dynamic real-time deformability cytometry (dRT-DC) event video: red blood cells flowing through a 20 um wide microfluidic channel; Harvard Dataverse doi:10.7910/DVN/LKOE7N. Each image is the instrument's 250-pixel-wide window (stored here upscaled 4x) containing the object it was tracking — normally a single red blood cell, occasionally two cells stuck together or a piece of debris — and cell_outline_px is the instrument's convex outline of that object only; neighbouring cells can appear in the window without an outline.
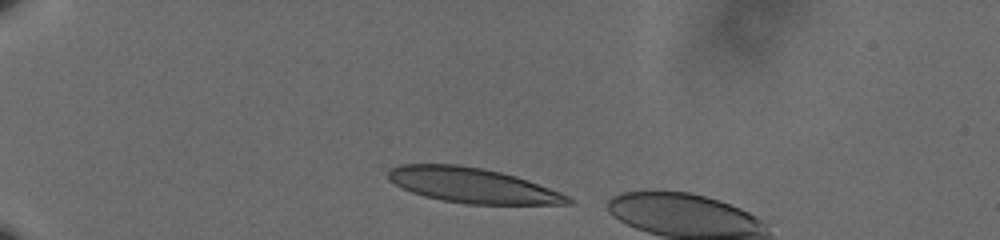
{"species": "human", "species_latin": "Homo sapiens", "temperature_condition": "cold", "stored_images_in_passage": 7, "camera_frame_rate_fps": 3000, "um_per_image_px": 0.085, "donor": {"sex": "male"}, "frame": {"image": 1, "passage_image": 3, "time_ms": 0.667, "image_size_px": [1000, 240], "cell_outline_px": [[576, 200], [572, 204], [468, 204], [440, 200], [424, 196], [412, 192], [388, 180], [388, 172], [392, 168], [400, 164], [460, 164], [500, 172], [516, 176], [528, 180], [560, 192]], "centroid_in_image_um": [40.18, 15.76], "position_along_channel_um": 44.8, "area_um2": 36.59}}